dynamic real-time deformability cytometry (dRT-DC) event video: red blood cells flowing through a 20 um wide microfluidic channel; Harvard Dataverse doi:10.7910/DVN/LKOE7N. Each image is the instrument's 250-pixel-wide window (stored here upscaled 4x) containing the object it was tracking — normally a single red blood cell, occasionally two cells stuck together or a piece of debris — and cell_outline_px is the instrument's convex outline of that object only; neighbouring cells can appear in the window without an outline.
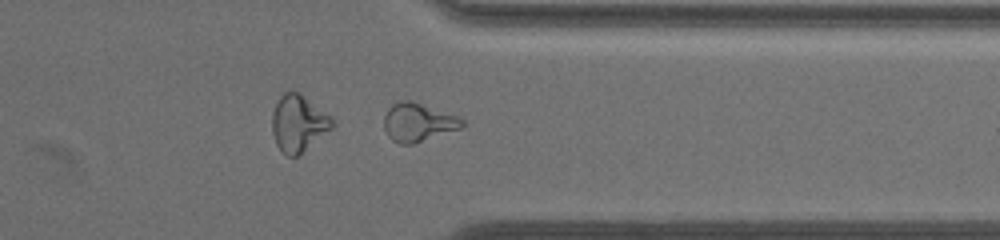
{"species": "common noctule bat (a hibernating species)", "species_latin": "Nyctalus noctula", "temperature_condition": "warm", "stored_images_in_passage": 66, "camera_frame_rate_fps": 3000, "um_per_image_px": 0.085, "animal": {"sex": "female", "body_mass_g": 19.5, "forearm_length_mm": 54.1}, "frame": {"image": 1, "passage_image": 55, "time_ms": 18.0, "image_size_px": [1000, 240], "cell_outline_px": [[464, 124], [460, 128], [416, 144], [400, 144], [392, 140], [388, 136], [384, 128], [384, 116], [388, 108], [392, 104], [404, 100], [408, 100], [460, 116], [464, 120]], "centroid_in_image_um": [35.54, 10.41], "position_along_channel_um": 375.9, "area_um2": 17.51}, "authors_computed_cell_mechanics": {"area_um2": 22.5709, "velocity_mm_per_s": 3.2238, "shape_relaxation_time_tau1_ms": null, "shape_relaxation_time_tau2_ms": 1.5411, "deformation_change_tau1": null, "deformation_change_tau2": 0.102}}